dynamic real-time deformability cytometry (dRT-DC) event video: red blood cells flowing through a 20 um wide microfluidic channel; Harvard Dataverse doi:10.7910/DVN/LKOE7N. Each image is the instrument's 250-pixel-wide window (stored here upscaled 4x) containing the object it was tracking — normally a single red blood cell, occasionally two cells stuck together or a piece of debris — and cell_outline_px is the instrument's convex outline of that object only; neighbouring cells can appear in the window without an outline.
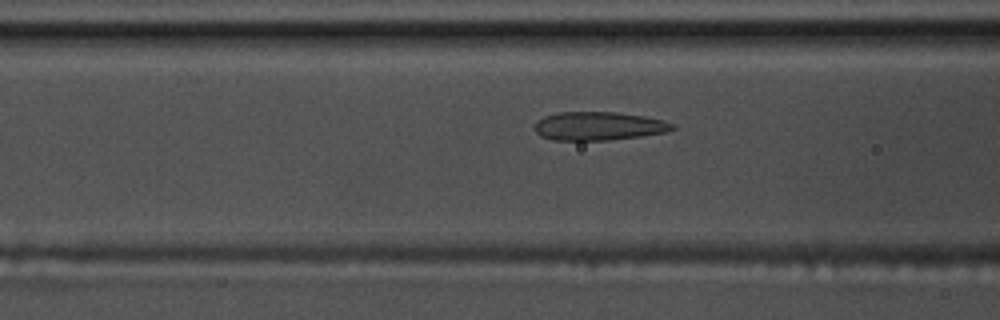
{"species": "common noctule bat (a hibernating species)", "species_latin": "Nyctalus noctula", "temperature_condition": "warm", "stored_images_in_passage": 41, "camera_frame_rate_fps": 3000, "um_per_image_px": 0.085, "animal": {"sex": "male", "body_mass_g": 17.5, "forearm_length_mm": 52.3}, "frame": {"image": 1, "passage_image": 6, "time_ms": 1.667, "image_size_px": [1000, 320], "cell_outline_px": [[676, 128], [668, 132], [640, 136], [608, 140], [552, 140], [540, 136], [536, 132], [536, 124], [544, 116], [556, 112], [616, 112], [644, 116], [664, 120], [676, 124]], "centroid_in_image_um": [50.93, 10.71], "position_along_channel_um": 115.7, "area_um2": 22.95}}
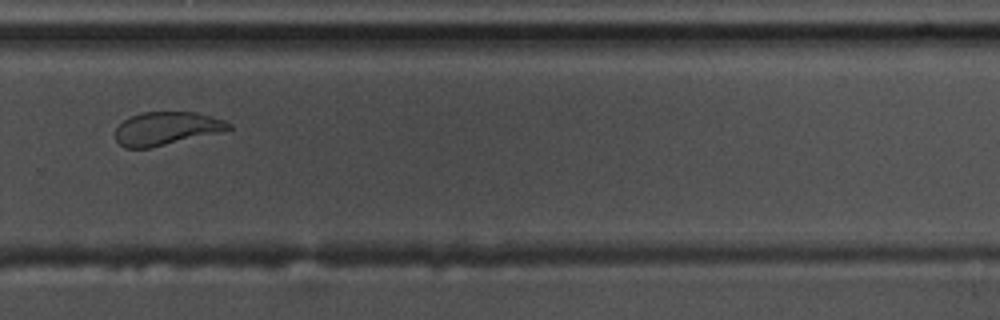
{"frame": {"image": 2, "passage_image": 23, "time_ms": 7.333, "image_size_px": [1000, 320], "cell_outline_px": [[232, 128], [228, 132], [152, 148], [124, 148], [116, 140], [116, 128], [124, 120], [140, 112], [196, 112], [224, 120], [232, 124]], "centroid_in_image_um": [14.23, 10.94], "position_along_channel_um": 315.6, "area_um2": 22.48}}
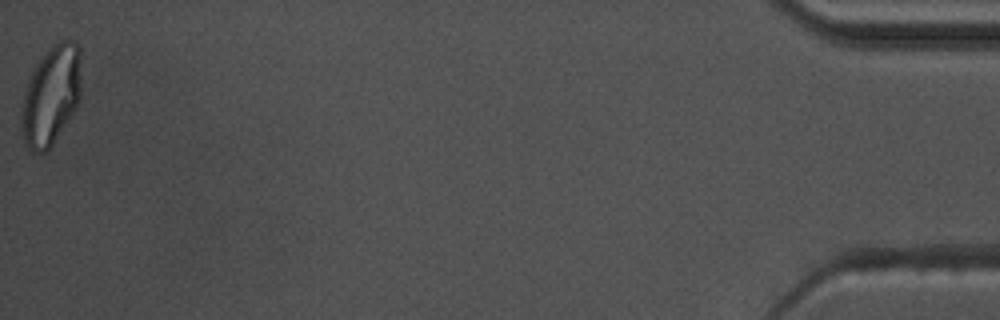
{"frame": {"image": 3, "passage_image": 41, "time_ms": 13.333, "image_size_px": [1000, 320], "cell_outline_px": [[80, 100], [76, 108], [48, 152], [32, 152], [24, 144], [20, 128], [20, 108], [28, 80], [32, 72], [40, 60], [52, 44], [60, 40], [72, 40], [80, 48]], "centroid_in_image_um": [4.32, 8.16], "position_along_channel_um": 430.9, "area_um2": 34.97}, "authors_computed_cell_mechanics": {"area_um2": 23.2356, "velocity_mm_per_s": 3.5354, "shape_relaxation_time_tau1_ms": 6.3206, "shape_relaxation_time_tau2_ms": 0.9666, "deformation_change_tau1": 0.1582, "deformation_change_tau2": 0.0641}}